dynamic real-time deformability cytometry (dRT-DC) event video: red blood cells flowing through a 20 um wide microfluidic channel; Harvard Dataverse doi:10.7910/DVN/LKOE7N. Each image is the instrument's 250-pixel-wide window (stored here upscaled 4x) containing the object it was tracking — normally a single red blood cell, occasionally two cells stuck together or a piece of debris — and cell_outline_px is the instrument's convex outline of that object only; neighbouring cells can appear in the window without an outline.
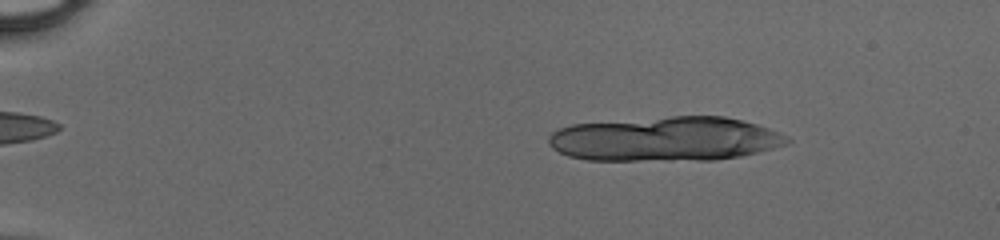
{"species": "human", "species_latin": "Homo sapiens", "temperature_condition": "cold", "stored_images_in_passage": 20, "segment_of_instrument_passage": [1, 2], "camera_frame_rate_fps": 3000, "um_per_image_px": 0.085, "donor": {"sex": "male"}, "frame": {"image": 1, "passage_image": 7, "time_ms": 2.0, "image_size_px": [1000, 240], "cell_outline_px": [[792, 140], [788, 144], [760, 152], [740, 156], [716, 160], [588, 160], [568, 156], [552, 148], [548, 144], [548, 136], [552, 132], [560, 128], [572, 124], [672, 116], [724, 116], [756, 124], [768, 128], [788, 136]], "centroid_in_image_um": [56.57, 11.82], "position_along_channel_um": 28.4, "area_um2": 61.96}}